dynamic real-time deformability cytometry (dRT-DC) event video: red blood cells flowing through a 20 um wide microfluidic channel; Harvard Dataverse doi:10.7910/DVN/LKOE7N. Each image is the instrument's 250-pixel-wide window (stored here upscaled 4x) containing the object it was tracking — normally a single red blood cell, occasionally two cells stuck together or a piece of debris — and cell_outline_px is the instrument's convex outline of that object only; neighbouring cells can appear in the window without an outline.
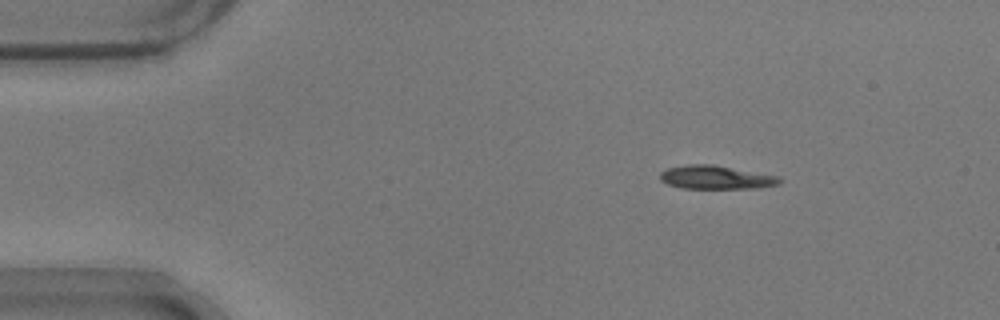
{"species": "common noctule bat (a hibernating species)", "species_latin": "Nyctalus noctula", "temperature_condition": "warm", "stored_images_in_passage": 53, "camera_frame_rate_fps": 3000, "um_per_image_px": 0.085, "animal": {"sex": "male", "body_mass_g": 17.9}, "frame": {"image": 1, "passage_image": 7, "time_ms": 2.0, "image_size_px": [1000, 320], "cell_outline_px": [[784, 180], [780, 184], [760, 188], [680, 188], [668, 184], [660, 180], [660, 172], [668, 168], [688, 164], [712, 164], [776, 176]], "centroid_in_image_um": [60.85, 15.08], "position_along_channel_um": 24.2, "area_um2": 16.3}}
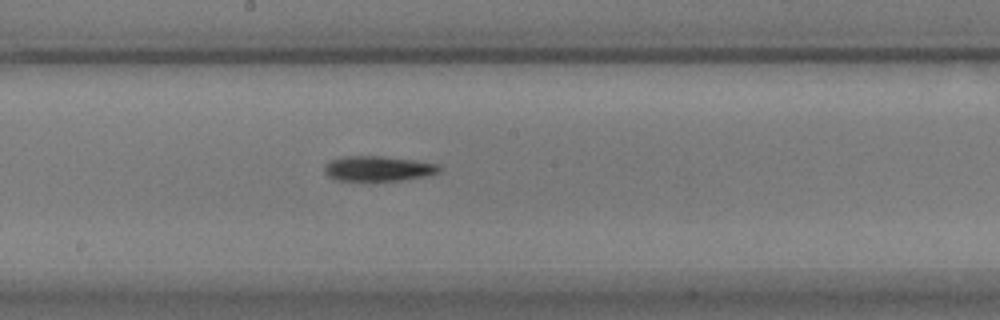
{"frame": {"image": 2, "passage_image": 28, "time_ms": 9.0, "image_size_px": [1000, 320], "cell_outline_px": [[440, 172], [424, 176], [400, 180], [340, 180], [328, 176], [324, 172], [324, 164], [328, 160], [344, 156], [380, 156], [412, 160], [440, 164]], "centroid_in_image_um": [32.1, 14.31], "position_along_channel_um": 216.1, "area_um2": 16.65}}
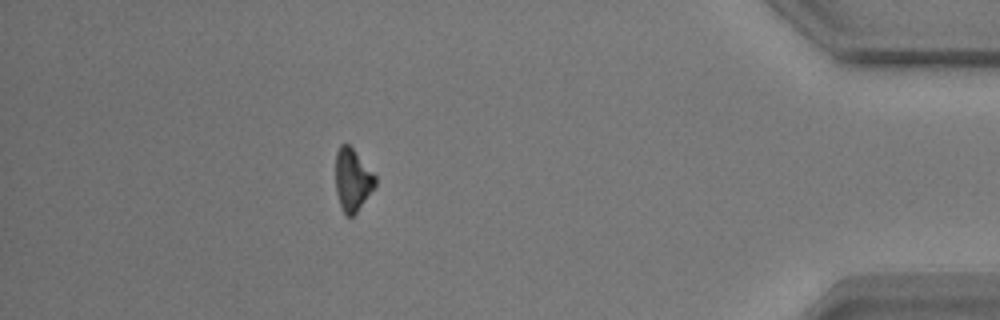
{"frame": {"image": 3, "passage_image": 47, "time_ms": 15.333, "image_size_px": [1000, 320], "cell_outline_px": [[376, 184], [356, 212], [352, 216], [348, 216], [344, 212], [340, 204], [336, 192], [336, 152], [340, 144], [348, 144], [352, 148], [376, 176]], "centroid_in_image_um": [29.95, 15.26], "position_along_channel_um": 405.3, "area_um2": 14.05}, "authors_computed_cell_mechanics": {"area_um2": 16.2996, "velocity_mm_per_s": 3.7228, "shape_relaxation_time_tau1_ms": 2.8372, "shape_relaxation_time_tau2_ms": null, "deformation_change_tau1": 0.139, "deformation_change_tau2": null}}